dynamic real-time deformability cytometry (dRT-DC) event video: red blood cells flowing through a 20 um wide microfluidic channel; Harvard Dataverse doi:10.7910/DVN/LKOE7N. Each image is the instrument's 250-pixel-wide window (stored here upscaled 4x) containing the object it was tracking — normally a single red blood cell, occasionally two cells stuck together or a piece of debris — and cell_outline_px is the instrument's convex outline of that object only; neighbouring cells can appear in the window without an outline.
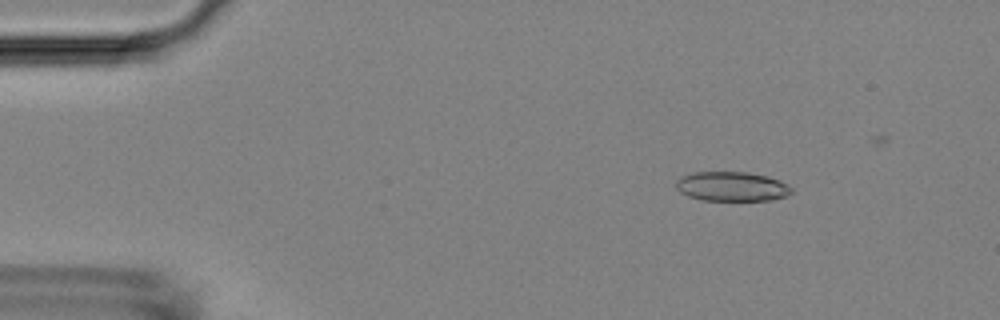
{"species": "Egyptian fruit bat (a non-hibernating species)", "species_latin": "Rousettus aegyptiacus", "temperature_condition": "room temperature", "stored_images_in_passage": 4, "camera_frame_rate_fps": 3000, "um_per_image_px": 0.085, "animal": {"sex": "female"}, "frame": {"image": 1, "passage_image": 1, "time_ms": 0.0, "image_size_px": [1000, 320], "cell_outline_px": [[792, 192], [788, 196], [772, 200], [700, 200], [688, 196], [680, 192], [676, 188], [676, 180], [680, 176], [692, 172], [748, 172], [768, 176], [780, 180], [788, 184], [792, 188]], "centroid_in_image_um": [62.21, 15.84], "position_along_channel_um": 22.8, "area_um2": 20.11}}